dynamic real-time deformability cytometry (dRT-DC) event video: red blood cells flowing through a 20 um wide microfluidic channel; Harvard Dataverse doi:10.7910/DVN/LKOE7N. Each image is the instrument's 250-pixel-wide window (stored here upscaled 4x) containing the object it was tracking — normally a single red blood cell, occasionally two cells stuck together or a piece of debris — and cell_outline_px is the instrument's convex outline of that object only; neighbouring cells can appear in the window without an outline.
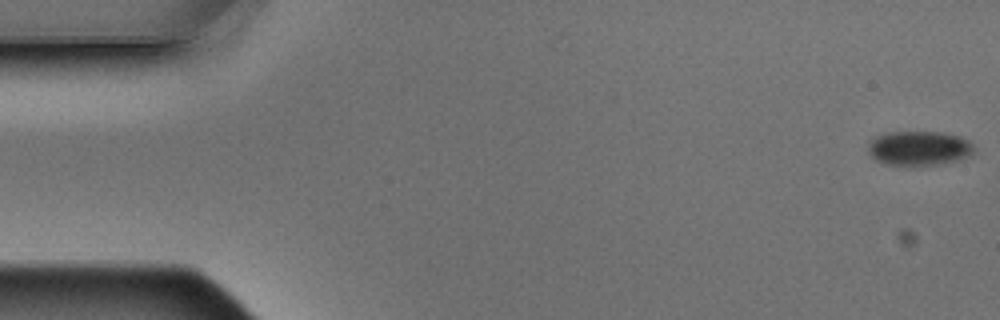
{"species": "Egyptian fruit bat (a non-hibernating species)", "species_latin": "Rousettus aegyptiacus", "temperature_condition": "warm", "stored_images_in_passage": 6, "camera_frame_rate_fps": 3000, "um_per_image_px": 0.085, "animal": {"sex": "male"}, "frame": {"image": 1, "passage_image": 1, "time_ms": 0.0, "image_size_px": [1000, 320], "cell_outline_px": [[976, 152], [972, 156], [960, 160], [936, 164], [884, 164], [876, 160], [868, 152], [868, 144], [876, 136], [888, 132], [940, 132], [960, 136], [968, 140], [976, 148]], "centroid_in_image_um": [78.18, 12.59], "position_along_channel_um": 6.8, "area_um2": 21.27}}
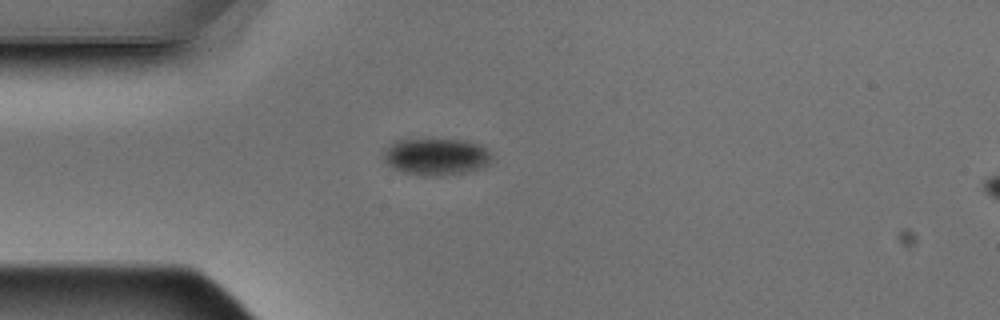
{"frame": {"image": 2, "passage_image": 4, "time_ms": 1.0, "image_size_px": [1000, 320], "cell_outline_px": [[492, 160], [488, 164], [480, 168], [464, 172], [440, 176], [424, 176], [404, 172], [388, 164], [380, 156], [388, 144], [392, 140], [464, 140], [480, 144], [488, 148], [492, 156]], "centroid_in_image_um": [37.06, 13.31], "position_along_channel_um": 47.9, "area_um2": 23.41}}
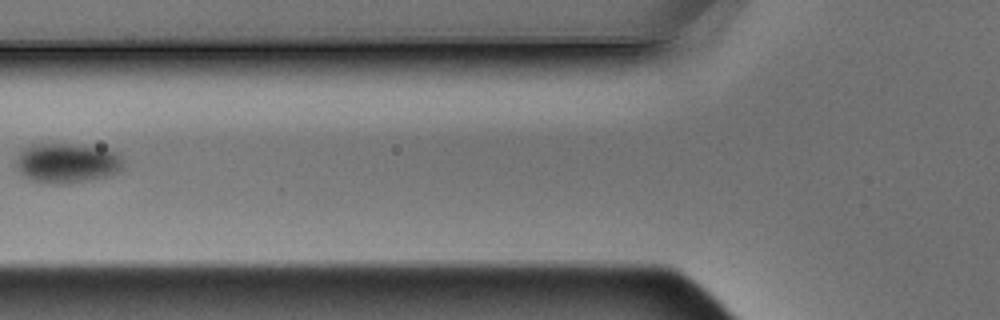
{"frame": {"image": 3, "passage_image": 6, "time_ms": 1.667, "image_size_px": [1000, 320], "cell_outline_px": [[124, 168], [108, 176], [68, 184], [56, 184], [32, 180], [20, 172], [16, 164], [16, 160], [20, 152], [24, 148], [32, 144], [72, 144], [100, 148], [116, 152], [124, 160]], "centroid_in_image_um": [5.72, 13.86], "position_along_channel_um": 120.1, "area_um2": 24.74}}